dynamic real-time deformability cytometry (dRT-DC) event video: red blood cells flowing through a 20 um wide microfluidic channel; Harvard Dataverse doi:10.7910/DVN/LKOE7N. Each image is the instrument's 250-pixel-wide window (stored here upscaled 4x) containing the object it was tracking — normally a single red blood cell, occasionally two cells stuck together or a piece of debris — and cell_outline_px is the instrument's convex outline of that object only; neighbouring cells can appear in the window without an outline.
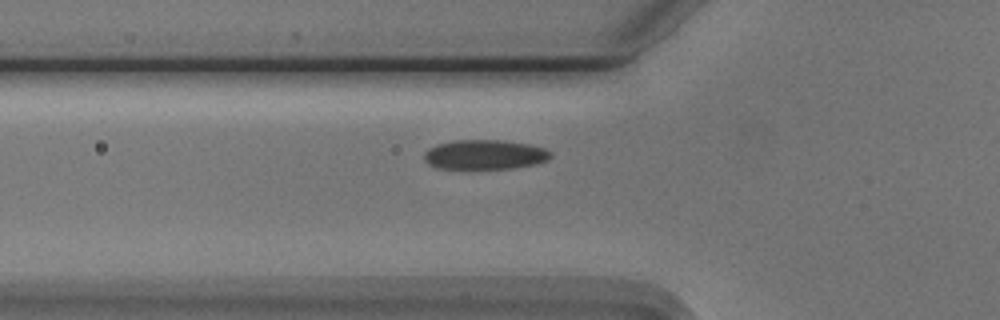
{"species": "Egyptian fruit bat (a non-hibernating species)", "species_latin": "Rousettus aegyptiacus", "temperature_condition": "cold", "stored_images_in_passage": 37, "camera_frame_rate_fps": 3000, "um_per_image_px": 0.085, "animal": {"sex": "male"}, "frame": {"image": 1, "passage_image": 6, "time_ms": 1.667, "image_size_px": [1000, 320], "cell_outline_px": [[552, 156], [548, 160], [536, 164], [512, 168], [436, 168], [428, 164], [424, 160], [424, 152], [428, 148], [436, 144], [456, 140], [500, 140], [528, 144], [544, 148], [552, 152]], "centroid_in_image_um": [41.19, 13.14], "position_along_channel_um": 84.6, "area_um2": 21.85}}
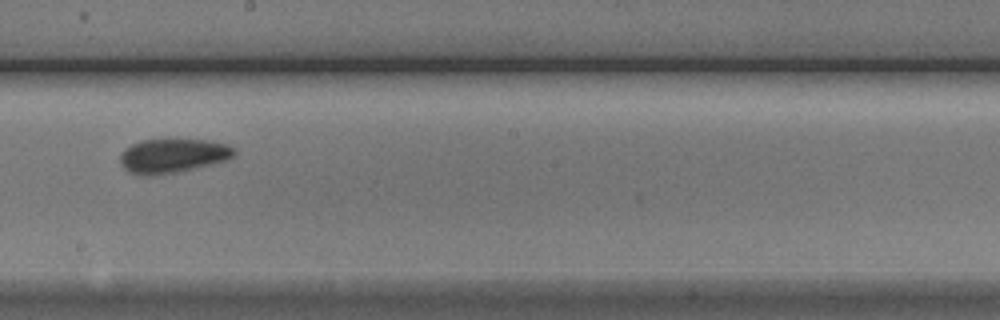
{"frame": {"image": 2, "passage_image": 18, "time_ms": 5.667, "image_size_px": [1000, 320], "cell_outline_px": [[236, 152], [228, 160], [180, 172], [156, 176], [140, 176], [128, 172], [120, 164], [120, 152], [124, 148], [132, 144], [144, 140], [176, 136], [208, 140], [228, 144], [236, 148]], "centroid_in_image_um": [14.68, 13.21], "position_along_channel_um": 233.5, "area_um2": 24.04}}
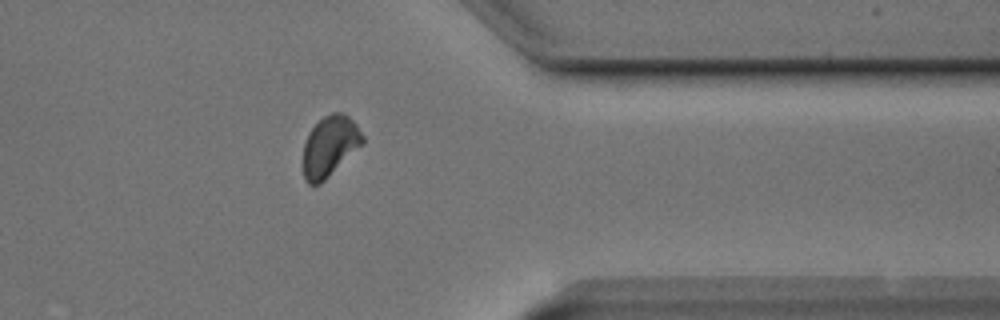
{"frame": {"image": 3, "passage_image": 31, "time_ms": 10.0, "image_size_px": [1000, 320], "cell_outline_px": [[364, 144], [320, 184], [308, 184], [304, 180], [304, 144], [308, 132], [324, 116], [332, 112], [344, 112], [356, 124], [364, 136]], "centroid_in_image_um": [28.05, 12.42], "position_along_channel_um": 383.3, "area_um2": 20.98}, "authors_computed_cell_mechanics": {"area_um2": 21.8484, "velocity_mm_per_s": 3.7128, "shape_relaxation_time_tau1_ms": 3.3795, "shape_relaxation_time_tau2_ms": 3.4259, "deformation_change_tau1": 0.0933, "deformation_change_tau2": 0.0577}}